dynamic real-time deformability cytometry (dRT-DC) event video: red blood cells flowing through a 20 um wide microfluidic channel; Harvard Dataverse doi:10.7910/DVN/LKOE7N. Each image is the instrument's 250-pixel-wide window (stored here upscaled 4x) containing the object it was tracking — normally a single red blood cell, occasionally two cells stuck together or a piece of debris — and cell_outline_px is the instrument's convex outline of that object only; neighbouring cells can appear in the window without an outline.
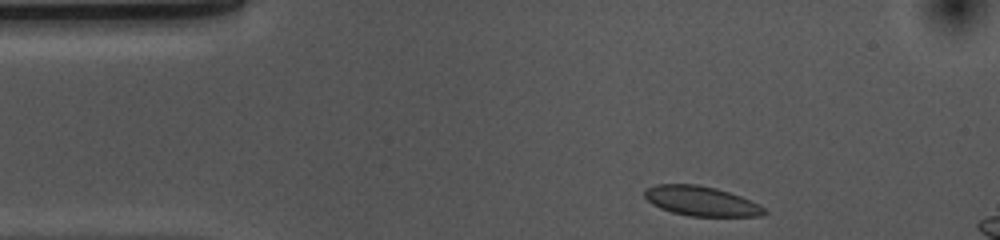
{"species": "common noctule bat (a hibernating species)", "species_latin": "Nyctalus noctula", "temperature_condition": "cold", "stored_images_in_passage": 7, "camera_frame_rate_fps": 3000, "um_per_image_px": 0.085, "animal": {"sex": "female", "body_mass_g": 10.0, "forearm_length_mm": 53.1}, "frame": {"image": 1, "passage_image": 1, "time_ms": 0.0, "image_size_px": [1000, 240], "cell_outline_px": [[768, 212], [760, 216], [688, 216], [672, 212], [660, 208], [652, 204], [644, 196], [644, 192], [648, 188], [656, 184], [696, 184], [716, 188], [740, 196], [764, 208]], "centroid_in_image_um": [59.57, 17.09], "position_along_channel_um": 25.4, "area_um2": 20.46}}